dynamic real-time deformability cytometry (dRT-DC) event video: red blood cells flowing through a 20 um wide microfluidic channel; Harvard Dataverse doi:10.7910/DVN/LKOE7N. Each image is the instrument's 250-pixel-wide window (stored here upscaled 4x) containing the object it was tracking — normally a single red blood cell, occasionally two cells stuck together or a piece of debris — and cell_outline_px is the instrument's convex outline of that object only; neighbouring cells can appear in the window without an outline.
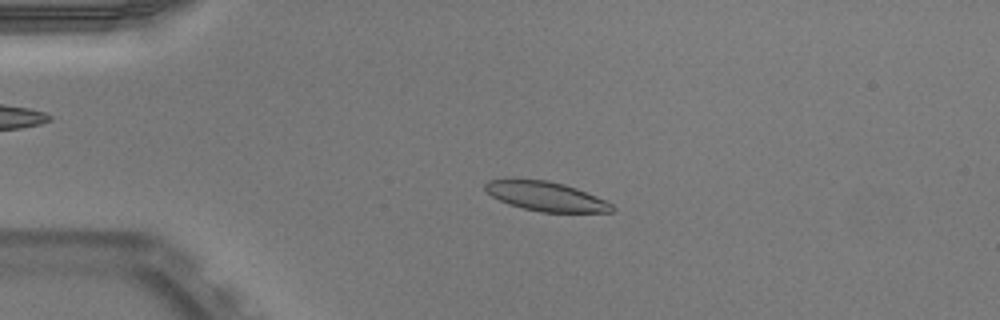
{"species": "Egyptian fruit bat (a non-hibernating species)", "species_latin": "Rousettus aegyptiacus", "temperature_condition": "warm", "stored_images_in_passage": 51, "camera_frame_rate_fps": 3000, "um_per_image_px": 0.085, "animal": {"sex": "male"}, "frame": {"image": 1, "passage_image": 12, "time_ms": 3.667, "image_size_px": [1000, 320], "cell_outline_px": [[616, 208], [612, 212], [540, 212], [508, 204], [492, 196], [484, 188], [484, 184], [488, 180], [512, 176], [548, 180], [564, 184], [576, 188], [608, 200]], "centroid_in_image_um": [46.37, 16.64], "position_along_channel_um": 38.6, "area_um2": 22.43}}
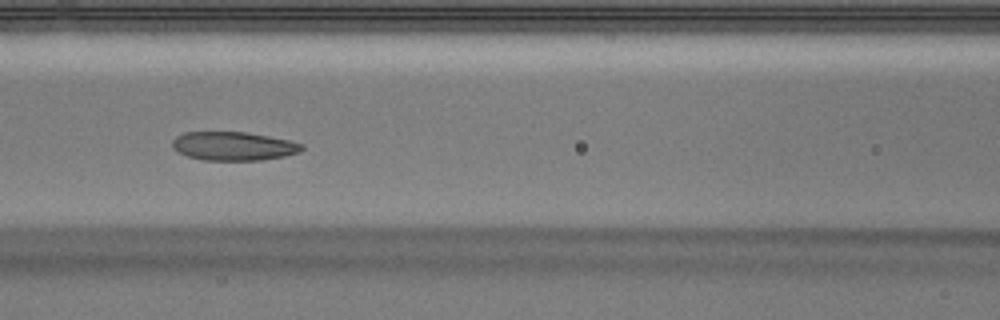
{"frame": {"image": 2, "passage_image": 23, "time_ms": 7.333, "image_size_px": [1000, 320], "cell_outline_px": [[304, 148], [300, 152], [284, 156], [260, 160], [204, 160], [188, 156], [172, 148], [172, 140], [176, 136], [184, 132], [248, 132], [288, 140], [304, 144]], "centroid_in_image_um": [19.85, 12.41], "position_along_channel_um": 146.8, "area_um2": 21.62}}
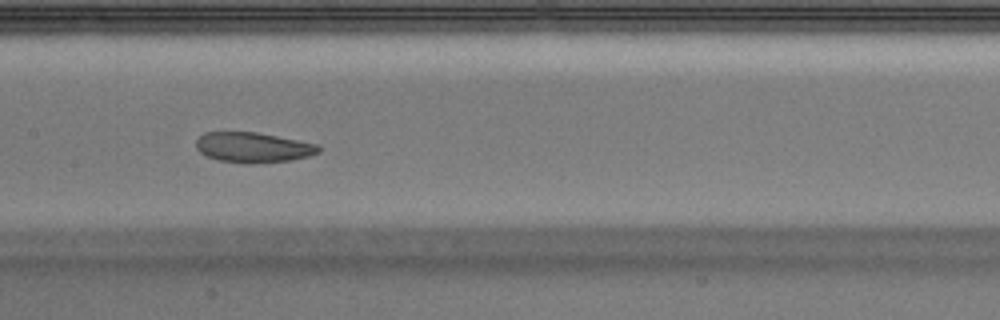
{"frame": {"image": 3, "passage_image": 26, "time_ms": 8.333, "image_size_px": [1000, 320], "cell_outline_px": [[320, 152], [308, 156], [292, 160], [252, 164], [244, 164], [220, 160], [208, 156], [200, 152], [196, 148], [196, 140], [204, 132], [256, 132], [320, 144]], "centroid_in_image_um": [21.54, 12.53], "position_along_channel_um": 185.9, "area_um2": 21.68}, "authors_computed_cell_mechanics": {"area_um2": 22.3686, "velocity_mm_per_s": 3.9144, "shape_relaxation_time_tau1_ms": null, "shape_relaxation_time_tau2_ms": 3.8522, "deformation_change_tau1": null, "deformation_change_tau2": 0.0889}}